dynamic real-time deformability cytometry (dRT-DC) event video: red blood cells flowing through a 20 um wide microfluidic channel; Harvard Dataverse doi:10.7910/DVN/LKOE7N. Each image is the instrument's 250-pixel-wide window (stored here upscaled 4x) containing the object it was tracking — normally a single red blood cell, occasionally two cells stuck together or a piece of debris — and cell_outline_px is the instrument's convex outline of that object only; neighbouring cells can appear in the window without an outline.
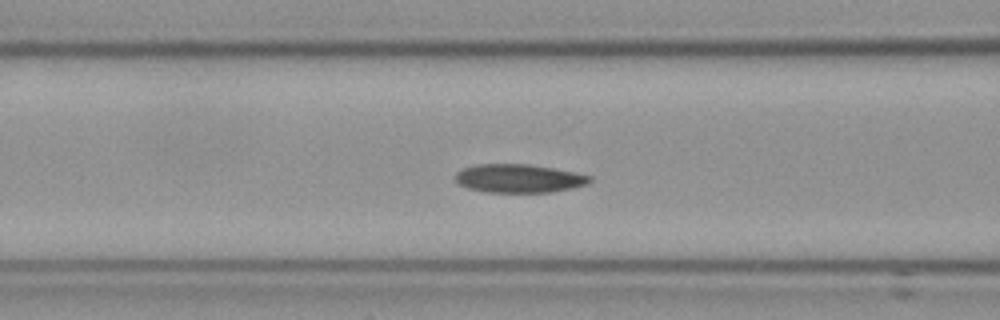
{"species": "Egyptian fruit bat (a non-hibernating species)", "species_latin": "Rousettus aegyptiacus", "temperature_condition": "cold", "stored_images_in_passage": 41, "camera_frame_rate_fps": 3000, "um_per_image_px": 0.085, "frame": {"image": 1, "passage_image": 12, "time_ms": 3.667, "image_size_px": [1000, 320], "cell_outline_px": [[592, 180], [588, 184], [572, 188], [552, 192], [488, 192], [468, 188], [456, 184], [456, 172], [464, 168], [476, 164], [528, 164], [576, 172], [592, 176]], "centroid_in_image_um": [44.12, 15.16], "position_along_channel_um": 122.5, "area_um2": 22.37}, "authors_computed_cell_mechanics": {"area_um2": 22.1952, "velocity_mm_per_s": 3.5433, "shape_relaxation_time_tau1_ms": 6.2323, "shape_relaxation_time_tau2_ms": 8.6515, "deformation_change_tau1": 0.1113, "deformation_change_tau2": 0.1166}}